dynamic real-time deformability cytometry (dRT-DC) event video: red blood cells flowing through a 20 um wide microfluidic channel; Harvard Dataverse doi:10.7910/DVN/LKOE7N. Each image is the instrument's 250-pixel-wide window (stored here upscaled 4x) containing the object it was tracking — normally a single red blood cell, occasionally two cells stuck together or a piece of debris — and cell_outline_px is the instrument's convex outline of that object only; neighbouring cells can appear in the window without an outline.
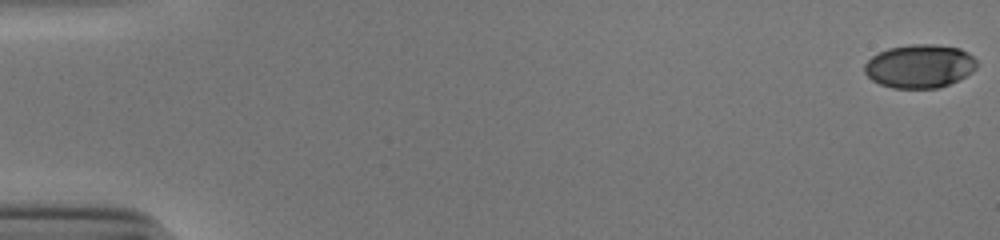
{"species": "human", "species_latin": "Homo sapiens", "temperature_condition": "cold", "stored_images_in_passage": 11, "camera_frame_rate_fps": 3000, "um_per_image_px": 0.085, "donor": {"sex": "male"}, "frame": {"image": 1, "passage_image": 1, "time_ms": 0.0, "image_size_px": [1000, 240], "cell_outline_px": [[976, 68], [972, 72], [940, 88], [892, 88], [880, 84], [872, 80], [864, 72], [864, 64], [872, 56], [888, 48], [908, 44], [936, 44], [960, 48], [968, 52], [976, 60]], "centroid_in_image_um": [78.15, 5.61], "position_along_channel_um": 6.8, "area_um2": 28.5}}